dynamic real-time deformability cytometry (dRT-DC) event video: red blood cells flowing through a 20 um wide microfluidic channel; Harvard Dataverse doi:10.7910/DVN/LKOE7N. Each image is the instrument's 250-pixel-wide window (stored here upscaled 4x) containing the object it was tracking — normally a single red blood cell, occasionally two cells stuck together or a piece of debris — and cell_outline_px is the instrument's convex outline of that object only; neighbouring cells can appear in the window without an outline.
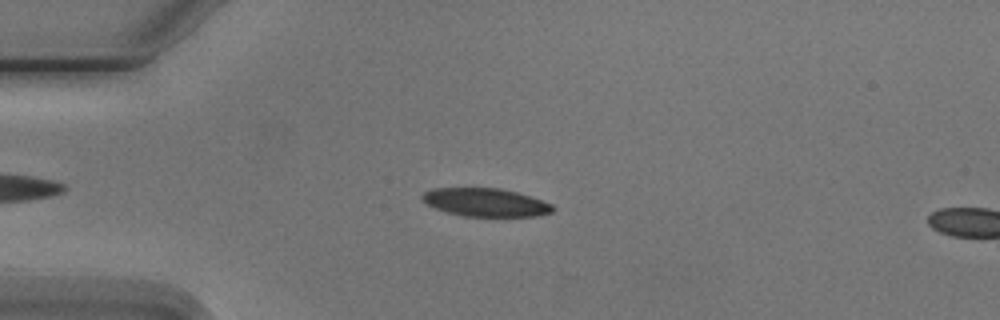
{"species": "Egyptian fruit bat (a non-hibernating species)", "species_latin": "Rousettus aegyptiacus", "temperature_condition": "cold", "stored_images_in_passage": 3, "camera_frame_rate_fps": 3000, "um_per_image_px": 0.085, "animal": {"sex": "male"}, "frame": {"image": 1, "passage_image": 2, "time_ms": 1.333, "image_size_px": [1000, 320], "cell_outline_px": [[556, 208], [552, 212], [536, 216], [464, 216], [448, 212], [424, 204], [420, 200], [420, 196], [424, 192], [432, 188], [500, 188], [516, 192], [552, 204]], "centroid_in_image_um": [41.22, 17.2], "position_along_channel_um": 43.8, "area_um2": 21.44}}